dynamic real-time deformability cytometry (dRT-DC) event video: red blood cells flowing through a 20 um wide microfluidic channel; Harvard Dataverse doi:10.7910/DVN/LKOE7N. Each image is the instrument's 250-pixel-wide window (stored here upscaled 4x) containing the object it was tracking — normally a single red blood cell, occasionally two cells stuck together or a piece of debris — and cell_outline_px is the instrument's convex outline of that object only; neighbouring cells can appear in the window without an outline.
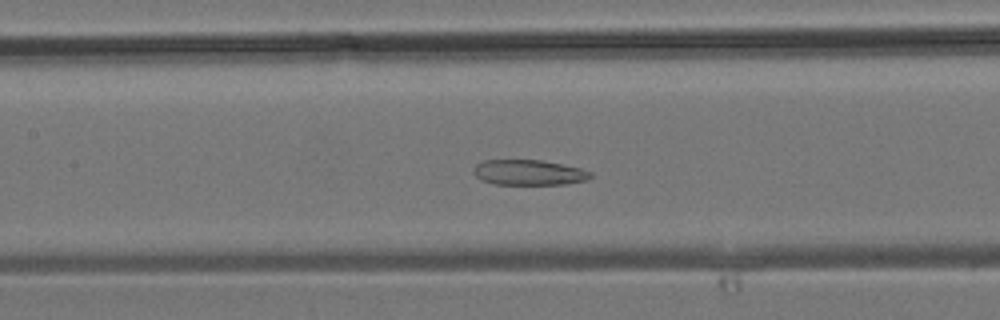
{"species": "common noctule bat (a hibernating species)", "species_latin": "Nyctalus noctula", "temperature_condition": "room temperature", "stored_images_in_passage": 32, "camera_frame_rate_fps": 3000, "um_per_image_px": 0.085, "animal": {"sex": "male", "body_mass_g": 19.2, "forearm_length_mm": 51.8}, "frame": {"image": 1, "passage_image": 17, "time_ms": 5.333, "image_size_px": [1000, 320], "cell_outline_px": [[592, 176], [588, 180], [564, 184], [492, 184], [480, 180], [472, 172], [472, 168], [476, 164], [484, 160], [540, 160], [580, 168], [592, 172]], "centroid_in_image_um": [44.91, 14.66], "position_along_channel_um": 162.5, "area_um2": 17.34}}
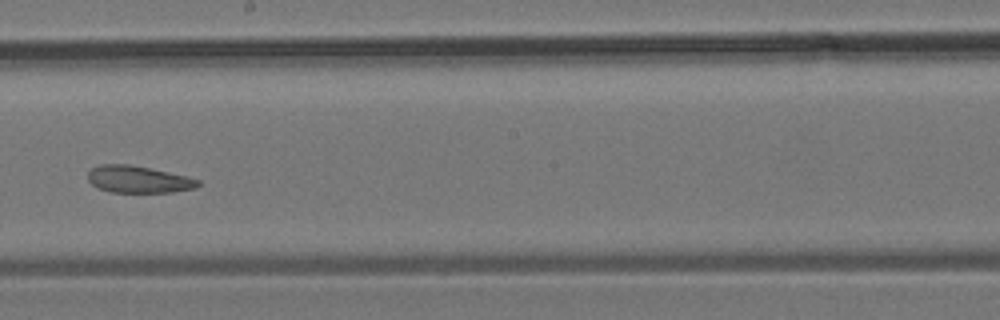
{"frame": {"image": 2, "passage_image": 21, "time_ms": 6.667, "image_size_px": [1000, 320], "cell_outline_px": [[200, 184], [196, 188], [172, 192], [112, 192], [100, 188], [92, 184], [88, 180], [88, 172], [92, 168], [100, 164], [128, 164], [188, 176], [200, 180]], "centroid_in_image_um": [11.78, 15.24], "position_along_channel_um": 236.4, "area_um2": 17.22}}
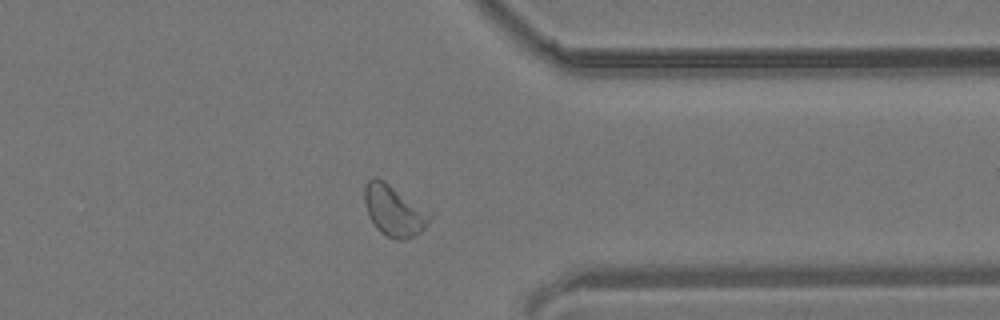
{"frame": {"image": 3, "passage_image": 29, "time_ms": 9.333, "image_size_px": [1000, 320], "cell_outline_px": [[432, 216], [428, 224], [420, 232], [404, 240], [396, 240], [380, 232], [376, 228], [368, 216], [364, 204], [364, 184], [372, 176], [376, 176], [384, 180], [432, 212]], "centroid_in_image_um": [33.48, 17.87], "position_along_channel_um": 377.9, "area_um2": 19.77}}